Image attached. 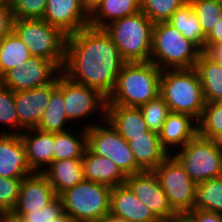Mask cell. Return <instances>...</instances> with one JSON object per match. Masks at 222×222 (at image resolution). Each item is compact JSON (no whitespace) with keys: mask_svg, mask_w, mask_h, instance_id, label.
<instances>
[{"mask_svg":"<svg viewBox=\"0 0 222 222\" xmlns=\"http://www.w3.org/2000/svg\"><path fill=\"white\" fill-rule=\"evenodd\" d=\"M125 63L104 28L88 25L67 36L62 73L76 83L98 90L106 98L113 92Z\"/></svg>","mask_w":222,"mask_h":222,"instance_id":"obj_1","label":"cell"},{"mask_svg":"<svg viewBox=\"0 0 222 222\" xmlns=\"http://www.w3.org/2000/svg\"><path fill=\"white\" fill-rule=\"evenodd\" d=\"M160 70L153 62H126L106 105L140 107L160 95Z\"/></svg>","mask_w":222,"mask_h":222,"instance_id":"obj_2","label":"cell"},{"mask_svg":"<svg viewBox=\"0 0 222 222\" xmlns=\"http://www.w3.org/2000/svg\"><path fill=\"white\" fill-rule=\"evenodd\" d=\"M160 96L171 112L190 115L197 121L201 118L206 102L194 68L162 70Z\"/></svg>","mask_w":222,"mask_h":222,"instance_id":"obj_3","label":"cell"},{"mask_svg":"<svg viewBox=\"0 0 222 222\" xmlns=\"http://www.w3.org/2000/svg\"><path fill=\"white\" fill-rule=\"evenodd\" d=\"M202 52L170 23L154 24L150 61L160 70L194 68Z\"/></svg>","mask_w":222,"mask_h":222,"instance_id":"obj_4","label":"cell"},{"mask_svg":"<svg viewBox=\"0 0 222 222\" xmlns=\"http://www.w3.org/2000/svg\"><path fill=\"white\" fill-rule=\"evenodd\" d=\"M154 24L142 12L112 21L104 27L126 62L150 61Z\"/></svg>","mask_w":222,"mask_h":222,"instance_id":"obj_5","label":"cell"},{"mask_svg":"<svg viewBox=\"0 0 222 222\" xmlns=\"http://www.w3.org/2000/svg\"><path fill=\"white\" fill-rule=\"evenodd\" d=\"M57 88L63 93L66 117L75 127L87 129L106 120L107 98L98 90L76 83L63 73L57 78Z\"/></svg>","mask_w":222,"mask_h":222,"instance_id":"obj_6","label":"cell"},{"mask_svg":"<svg viewBox=\"0 0 222 222\" xmlns=\"http://www.w3.org/2000/svg\"><path fill=\"white\" fill-rule=\"evenodd\" d=\"M59 197L75 222H99L109 214L111 187L84 179Z\"/></svg>","mask_w":222,"mask_h":222,"instance_id":"obj_7","label":"cell"},{"mask_svg":"<svg viewBox=\"0 0 222 222\" xmlns=\"http://www.w3.org/2000/svg\"><path fill=\"white\" fill-rule=\"evenodd\" d=\"M13 31L27 45L32 56L53 61L63 68L67 35L59 28L43 19H14Z\"/></svg>","mask_w":222,"mask_h":222,"instance_id":"obj_8","label":"cell"},{"mask_svg":"<svg viewBox=\"0 0 222 222\" xmlns=\"http://www.w3.org/2000/svg\"><path fill=\"white\" fill-rule=\"evenodd\" d=\"M196 183L222 176V143L197 135L172 154Z\"/></svg>","mask_w":222,"mask_h":222,"instance_id":"obj_9","label":"cell"},{"mask_svg":"<svg viewBox=\"0 0 222 222\" xmlns=\"http://www.w3.org/2000/svg\"><path fill=\"white\" fill-rule=\"evenodd\" d=\"M86 132L87 148L93 154L111 159L126 176L142 172L128 142L107 120L87 128Z\"/></svg>","mask_w":222,"mask_h":222,"instance_id":"obj_10","label":"cell"},{"mask_svg":"<svg viewBox=\"0 0 222 222\" xmlns=\"http://www.w3.org/2000/svg\"><path fill=\"white\" fill-rule=\"evenodd\" d=\"M171 209L175 213L193 210L196 194V183L189 177L182 165L169 155L155 170Z\"/></svg>","mask_w":222,"mask_h":222,"instance_id":"obj_11","label":"cell"},{"mask_svg":"<svg viewBox=\"0 0 222 222\" xmlns=\"http://www.w3.org/2000/svg\"><path fill=\"white\" fill-rule=\"evenodd\" d=\"M61 73L62 69L55 62L31 56L22 66L6 72L0 83L13 92L31 90L54 83Z\"/></svg>","mask_w":222,"mask_h":222,"instance_id":"obj_12","label":"cell"},{"mask_svg":"<svg viewBox=\"0 0 222 222\" xmlns=\"http://www.w3.org/2000/svg\"><path fill=\"white\" fill-rule=\"evenodd\" d=\"M125 184L160 222H169L176 215L154 171L128 175Z\"/></svg>","mask_w":222,"mask_h":222,"instance_id":"obj_13","label":"cell"},{"mask_svg":"<svg viewBox=\"0 0 222 222\" xmlns=\"http://www.w3.org/2000/svg\"><path fill=\"white\" fill-rule=\"evenodd\" d=\"M56 86L57 80L31 90L14 92L18 115V135L24 130L35 129L39 125L48 106L51 91Z\"/></svg>","mask_w":222,"mask_h":222,"instance_id":"obj_14","label":"cell"},{"mask_svg":"<svg viewBox=\"0 0 222 222\" xmlns=\"http://www.w3.org/2000/svg\"><path fill=\"white\" fill-rule=\"evenodd\" d=\"M42 19L67 36L89 25V15L80 0H47Z\"/></svg>","mask_w":222,"mask_h":222,"instance_id":"obj_15","label":"cell"},{"mask_svg":"<svg viewBox=\"0 0 222 222\" xmlns=\"http://www.w3.org/2000/svg\"><path fill=\"white\" fill-rule=\"evenodd\" d=\"M31 174L21 136L0 134V177L23 179Z\"/></svg>","mask_w":222,"mask_h":222,"instance_id":"obj_16","label":"cell"},{"mask_svg":"<svg viewBox=\"0 0 222 222\" xmlns=\"http://www.w3.org/2000/svg\"><path fill=\"white\" fill-rule=\"evenodd\" d=\"M57 197L53 187L42 173H33L23 178L15 211L24 215L40 210Z\"/></svg>","mask_w":222,"mask_h":222,"instance_id":"obj_17","label":"cell"},{"mask_svg":"<svg viewBox=\"0 0 222 222\" xmlns=\"http://www.w3.org/2000/svg\"><path fill=\"white\" fill-rule=\"evenodd\" d=\"M198 135V121L190 115L170 112L158 134L162 147L172 155Z\"/></svg>","mask_w":222,"mask_h":222,"instance_id":"obj_18","label":"cell"},{"mask_svg":"<svg viewBox=\"0 0 222 222\" xmlns=\"http://www.w3.org/2000/svg\"><path fill=\"white\" fill-rule=\"evenodd\" d=\"M109 214L128 222H160L126 184L111 188Z\"/></svg>","mask_w":222,"mask_h":222,"instance_id":"obj_19","label":"cell"},{"mask_svg":"<svg viewBox=\"0 0 222 222\" xmlns=\"http://www.w3.org/2000/svg\"><path fill=\"white\" fill-rule=\"evenodd\" d=\"M20 136L32 172L43 173L53 162L54 133L35 128L24 130Z\"/></svg>","mask_w":222,"mask_h":222,"instance_id":"obj_20","label":"cell"},{"mask_svg":"<svg viewBox=\"0 0 222 222\" xmlns=\"http://www.w3.org/2000/svg\"><path fill=\"white\" fill-rule=\"evenodd\" d=\"M106 120L127 142L150 131L139 107L106 105Z\"/></svg>","mask_w":222,"mask_h":222,"instance_id":"obj_21","label":"cell"},{"mask_svg":"<svg viewBox=\"0 0 222 222\" xmlns=\"http://www.w3.org/2000/svg\"><path fill=\"white\" fill-rule=\"evenodd\" d=\"M84 179L111 188L125 184L127 176L109 158L93 154L88 148L81 159Z\"/></svg>","mask_w":222,"mask_h":222,"instance_id":"obj_22","label":"cell"},{"mask_svg":"<svg viewBox=\"0 0 222 222\" xmlns=\"http://www.w3.org/2000/svg\"><path fill=\"white\" fill-rule=\"evenodd\" d=\"M128 144L142 171H154L169 156L158 134L151 131L146 132V136L132 137Z\"/></svg>","mask_w":222,"mask_h":222,"instance_id":"obj_23","label":"cell"},{"mask_svg":"<svg viewBox=\"0 0 222 222\" xmlns=\"http://www.w3.org/2000/svg\"><path fill=\"white\" fill-rule=\"evenodd\" d=\"M57 196L84 180L81 159L53 161L42 173Z\"/></svg>","mask_w":222,"mask_h":222,"instance_id":"obj_24","label":"cell"},{"mask_svg":"<svg viewBox=\"0 0 222 222\" xmlns=\"http://www.w3.org/2000/svg\"><path fill=\"white\" fill-rule=\"evenodd\" d=\"M194 69L202 84L205 102L222 101V64L214 62L202 52Z\"/></svg>","mask_w":222,"mask_h":222,"instance_id":"obj_25","label":"cell"},{"mask_svg":"<svg viewBox=\"0 0 222 222\" xmlns=\"http://www.w3.org/2000/svg\"><path fill=\"white\" fill-rule=\"evenodd\" d=\"M141 11V0H103L89 16V25L104 28L112 21Z\"/></svg>","mask_w":222,"mask_h":222,"instance_id":"obj_26","label":"cell"},{"mask_svg":"<svg viewBox=\"0 0 222 222\" xmlns=\"http://www.w3.org/2000/svg\"><path fill=\"white\" fill-rule=\"evenodd\" d=\"M78 130L73 127V130L54 133L53 161L82 159L87 149V132L86 128Z\"/></svg>","mask_w":222,"mask_h":222,"instance_id":"obj_27","label":"cell"},{"mask_svg":"<svg viewBox=\"0 0 222 222\" xmlns=\"http://www.w3.org/2000/svg\"><path fill=\"white\" fill-rule=\"evenodd\" d=\"M167 22L182 33L186 39L195 43L203 52L205 51L206 35L191 4L184 3Z\"/></svg>","mask_w":222,"mask_h":222,"instance_id":"obj_28","label":"cell"},{"mask_svg":"<svg viewBox=\"0 0 222 222\" xmlns=\"http://www.w3.org/2000/svg\"><path fill=\"white\" fill-rule=\"evenodd\" d=\"M64 106L63 93L56 86L51 91L48 106L36 128L52 133L66 132L73 129L72 127L75 126L67 119Z\"/></svg>","mask_w":222,"mask_h":222,"instance_id":"obj_29","label":"cell"},{"mask_svg":"<svg viewBox=\"0 0 222 222\" xmlns=\"http://www.w3.org/2000/svg\"><path fill=\"white\" fill-rule=\"evenodd\" d=\"M32 55L27 45L12 31L1 38L0 78L10 69L22 66Z\"/></svg>","mask_w":222,"mask_h":222,"instance_id":"obj_30","label":"cell"},{"mask_svg":"<svg viewBox=\"0 0 222 222\" xmlns=\"http://www.w3.org/2000/svg\"><path fill=\"white\" fill-rule=\"evenodd\" d=\"M193 209L215 212L222 215V176L196 185Z\"/></svg>","mask_w":222,"mask_h":222,"instance_id":"obj_31","label":"cell"},{"mask_svg":"<svg viewBox=\"0 0 222 222\" xmlns=\"http://www.w3.org/2000/svg\"><path fill=\"white\" fill-rule=\"evenodd\" d=\"M198 135L222 143V101L205 103L198 121Z\"/></svg>","mask_w":222,"mask_h":222,"instance_id":"obj_32","label":"cell"},{"mask_svg":"<svg viewBox=\"0 0 222 222\" xmlns=\"http://www.w3.org/2000/svg\"><path fill=\"white\" fill-rule=\"evenodd\" d=\"M0 131H1L0 134L18 135V115L15 106L14 92L11 89L3 86L1 83H0Z\"/></svg>","mask_w":222,"mask_h":222,"instance_id":"obj_33","label":"cell"},{"mask_svg":"<svg viewBox=\"0 0 222 222\" xmlns=\"http://www.w3.org/2000/svg\"><path fill=\"white\" fill-rule=\"evenodd\" d=\"M191 6L207 36L222 18V0H201Z\"/></svg>","mask_w":222,"mask_h":222,"instance_id":"obj_34","label":"cell"},{"mask_svg":"<svg viewBox=\"0 0 222 222\" xmlns=\"http://www.w3.org/2000/svg\"><path fill=\"white\" fill-rule=\"evenodd\" d=\"M139 108L142 111L148 129L159 134L171 112L165 100L159 95L156 99L148 101Z\"/></svg>","mask_w":222,"mask_h":222,"instance_id":"obj_35","label":"cell"},{"mask_svg":"<svg viewBox=\"0 0 222 222\" xmlns=\"http://www.w3.org/2000/svg\"><path fill=\"white\" fill-rule=\"evenodd\" d=\"M185 0H141V11L153 24L167 22Z\"/></svg>","mask_w":222,"mask_h":222,"instance_id":"obj_36","label":"cell"},{"mask_svg":"<svg viewBox=\"0 0 222 222\" xmlns=\"http://www.w3.org/2000/svg\"><path fill=\"white\" fill-rule=\"evenodd\" d=\"M47 0H15L11 5L14 19H42Z\"/></svg>","mask_w":222,"mask_h":222,"instance_id":"obj_37","label":"cell"},{"mask_svg":"<svg viewBox=\"0 0 222 222\" xmlns=\"http://www.w3.org/2000/svg\"><path fill=\"white\" fill-rule=\"evenodd\" d=\"M22 180L0 177V212L15 209Z\"/></svg>","mask_w":222,"mask_h":222,"instance_id":"obj_38","label":"cell"},{"mask_svg":"<svg viewBox=\"0 0 222 222\" xmlns=\"http://www.w3.org/2000/svg\"><path fill=\"white\" fill-rule=\"evenodd\" d=\"M63 212L61 198L57 196L52 202L42 207L40 210L30 211L23 216L28 222H51Z\"/></svg>","mask_w":222,"mask_h":222,"instance_id":"obj_39","label":"cell"},{"mask_svg":"<svg viewBox=\"0 0 222 222\" xmlns=\"http://www.w3.org/2000/svg\"><path fill=\"white\" fill-rule=\"evenodd\" d=\"M13 23L12 7L8 4L0 3V38L13 31Z\"/></svg>","mask_w":222,"mask_h":222,"instance_id":"obj_40","label":"cell"},{"mask_svg":"<svg viewBox=\"0 0 222 222\" xmlns=\"http://www.w3.org/2000/svg\"><path fill=\"white\" fill-rule=\"evenodd\" d=\"M190 213L198 222H222V215L200 209H193Z\"/></svg>","mask_w":222,"mask_h":222,"instance_id":"obj_41","label":"cell"},{"mask_svg":"<svg viewBox=\"0 0 222 222\" xmlns=\"http://www.w3.org/2000/svg\"><path fill=\"white\" fill-rule=\"evenodd\" d=\"M222 42V18L218 21V24L213 27L205 39V50L210 45H216Z\"/></svg>","mask_w":222,"mask_h":222,"instance_id":"obj_42","label":"cell"},{"mask_svg":"<svg viewBox=\"0 0 222 222\" xmlns=\"http://www.w3.org/2000/svg\"><path fill=\"white\" fill-rule=\"evenodd\" d=\"M0 222H28L23 215L15 210H6L0 212Z\"/></svg>","mask_w":222,"mask_h":222,"instance_id":"obj_43","label":"cell"},{"mask_svg":"<svg viewBox=\"0 0 222 222\" xmlns=\"http://www.w3.org/2000/svg\"><path fill=\"white\" fill-rule=\"evenodd\" d=\"M204 53L214 62L222 64V42L216 45H210Z\"/></svg>","mask_w":222,"mask_h":222,"instance_id":"obj_44","label":"cell"},{"mask_svg":"<svg viewBox=\"0 0 222 222\" xmlns=\"http://www.w3.org/2000/svg\"><path fill=\"white\" fill-rule=\"evenodd\" d=\"M80 1L83 9L90 16L97 9V7L101 4L103 0H80Z\"/></svg>","mask_w":222,"mask_h":222,"instance_id":"obj_45","label":"cell"},{"mask_svg":"<svg viewBox=\"0 0 222 222\" xmlns=\"http://www.w3.org/2000/svg\"><path fill=\"white\" fill-rule=\"evenodd\" d=\"M169 222H198L197 219L190 213H176Z\"/></svg>","mask_w":222,"mask_h":222,"instance_id":"obj_46","label":"cell"},{"mask_svg":"<svg viewBox=\"0 0 222 222\" xmlns=\"http://www.w3.org/2000/svg\"><path fill=\"white\" fill-rule=\"evenodd\" d=\"M51 222H75V221L69 214L63 212L60 216H58Z\"/></svg>","mask_w":222,"mask_h":222,"instance_id":"obj_47","label":"cell"},{"mask_svg":"<svg viewBox=\"0 0 222 222\" xmlns=\"http://www.w3.org/2000/svg\"><path fill=\"white\" fill-rule=\"evenodd\" d=\"M99 222H128V221L125 220L124 218H120L112 214H108L104 219H102Z\"/></svg>","mask_w":222,"mask_h":222,"instance_id":"obj_48","label":"cell"},{"mask_svg":"<svg viewBox=\"0 0 222 222\" xmlns=\"http://www.w3.org/2000/svg\"><path fill=\"white\" fill-rule=\"evenodd\" d=\"M15 0H0V3H4V4H8V5H12L14 3Z\"/></svg>","mask_w":222,"mask_h":222,"instance_id":"obj_49","label":"cell"},{"mask_svg":"<svg viewBox=\"0 0 222 222\" xmlns=\"http://www.w3.org/2000/svg\"><path fill=\"white\" fill-rule=\"evenodd\" d=\"M198 1H201V0H185V3L192 4V3L198 2Z\"/></svg>","mask_w":222,"mask_h":222,"instance_id":"obj_50","label":"cell"}]
</instances>
